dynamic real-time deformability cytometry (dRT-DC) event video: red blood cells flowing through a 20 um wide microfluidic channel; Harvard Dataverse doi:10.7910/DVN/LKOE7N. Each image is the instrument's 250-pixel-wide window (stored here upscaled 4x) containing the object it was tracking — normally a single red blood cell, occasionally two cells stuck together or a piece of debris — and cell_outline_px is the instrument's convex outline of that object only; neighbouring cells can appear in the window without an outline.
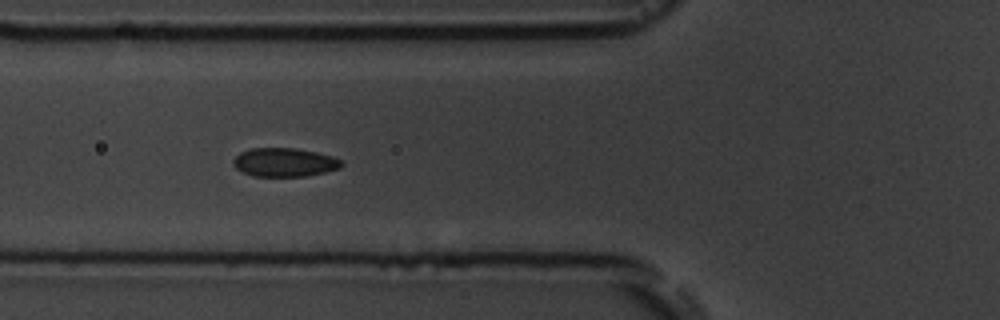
{"species": "common noctule bat (a hibernating species)", "species_latin": "Nyctalus noctula", "temperature_condition": "room temperature", "stored_images_in_passage": 3, "camera_frame_rate_fps": 3000, "um_per_image_px": 0.085, "animal": {"sex": "male", "body_mass_g": 19.5, "forearm_length_mm": 54.6}, "frame": {"image": 1, "passage_image": 2, "time_ms": 1.0, "image_size_px": [1000, 320], "cell_outline_px": [[344, 164], [340, 168], [324, 172], [304, 176], [252, 176], [240, 172], [232, 164], [232, 160], [240, 152], [252, 148], [296, 148], [316, 152], [332, 156], [340, 160]], "centroid_in_image_um": [24.14, 13.8], "position_along_channel_um": 101.7, "area_um2": 18.15}}
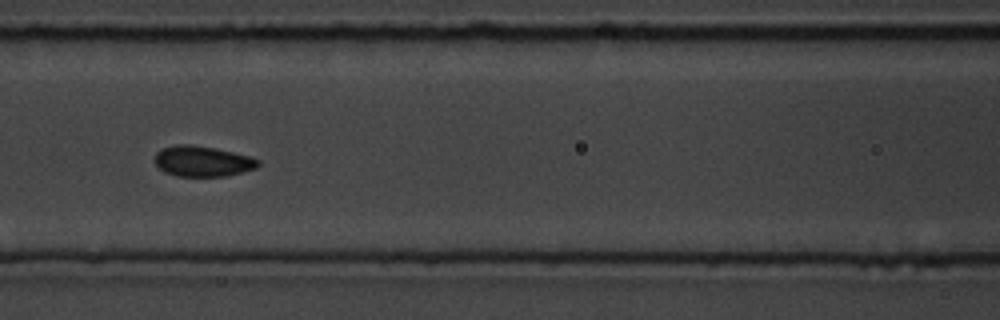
{"frame": {"image": 2, "passage_image": 3, "time_ms": 2.333, "image_size_px": [1000, 320], "cell_outline_px": [[260, 164], [256, 168], [244, 172], [224, 176], [176, 176], [164, 172], [152, 160], [156, 152], [164, 148], [176, 144], [192, 144], [216, 148], [248, 156], [260, 160]], "centroid_in_image_um": [17.19, 13.7], "position_along_channel_um": 149.4, "area_um2": 18.55}}